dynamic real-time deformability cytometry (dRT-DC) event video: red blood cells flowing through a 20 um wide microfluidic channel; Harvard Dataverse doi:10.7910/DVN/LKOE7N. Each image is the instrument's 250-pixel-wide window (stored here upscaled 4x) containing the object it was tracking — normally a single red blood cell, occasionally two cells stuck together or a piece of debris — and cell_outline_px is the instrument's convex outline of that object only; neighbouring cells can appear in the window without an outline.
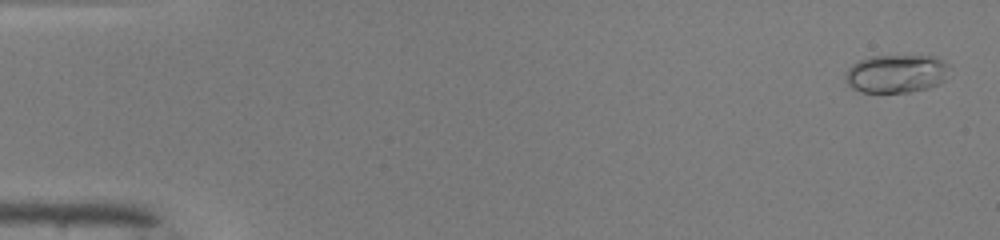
{"species": "common noctule bat (a hibernating species)", "species_latin": "Nyctalus noctula", "temperature_condition": "warm", "stored_images_in_passage": 50, "camera_frame_rate_fps": 3000, "um_per_image_px": 0.085, "animal": {"sex": "male", "body_mass_g": 19.0, "forearm_length_mm": 50.8}, "frame": {"image": 1, "passage_image": 2, "time_ms": 0.333, "image_size_px": [1000, 240], "cell_outline_px": [[944, 80], [928, 88], [908, 92], [860, 92], [852, 88], [844, 80], [844, 72], [852, 64], [860, 60], [872, 56], [932, 56], [940, 60], [944, 64]], "centroid_in_image_um": [76.05, 6.27], "position_along_channel_um": 9.0, "area_um2": 22.72}}
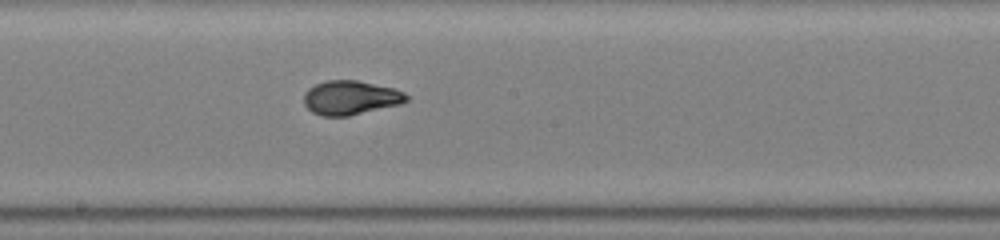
{"frame": {"image": 2, "passage_image": 28, "time_ms": 9.0, "image_size_px": [1000, 240], "cell_outline_px": [[408, 100], [400, 104], [348, 116], [324, 116], [312, 112], [304, 104], [304, 92], [308, 88], [316, 84], [328, 80], [356, 80], [396, 88], [404, 92], [408, 96]], "centroid_in_image_um": [29.8, 8.3], "position_along_channel_um": 218.4, "area_um2": 20.4}}
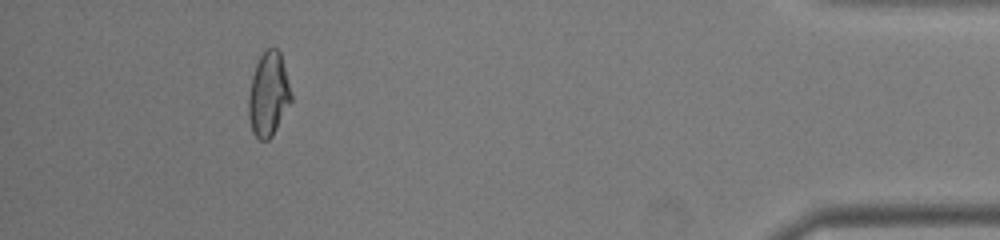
{"frame": {"image": 3, "passage_image": 46, "time_ms": 15.0, "image_size_px": [1000, 240], "cell_outline_px": [[292, 100], [272, 136], [268, 140], [260, 140], [252, 132], [248, 116], [248, 96], [252, 76], [256, 64], [260, 56], [268, 48], [276, 48], [280, 52], [292, 96]], "centroid_in_image_um": [22.8, 8.04], "position_along_channel_um": 412.4, "area_um2": 20.69}, "authors_computed_cell_mechanics": {"area_um2": 20.519, "velocity_mm_per_s": 4.1551, "shape_relaxation_time_tau1_ms": 6.3165, "shape_relaxation_time_tau2_ms": null, "deformation_change_tau1": 0.2413, "deformation_change_tau2": null}}